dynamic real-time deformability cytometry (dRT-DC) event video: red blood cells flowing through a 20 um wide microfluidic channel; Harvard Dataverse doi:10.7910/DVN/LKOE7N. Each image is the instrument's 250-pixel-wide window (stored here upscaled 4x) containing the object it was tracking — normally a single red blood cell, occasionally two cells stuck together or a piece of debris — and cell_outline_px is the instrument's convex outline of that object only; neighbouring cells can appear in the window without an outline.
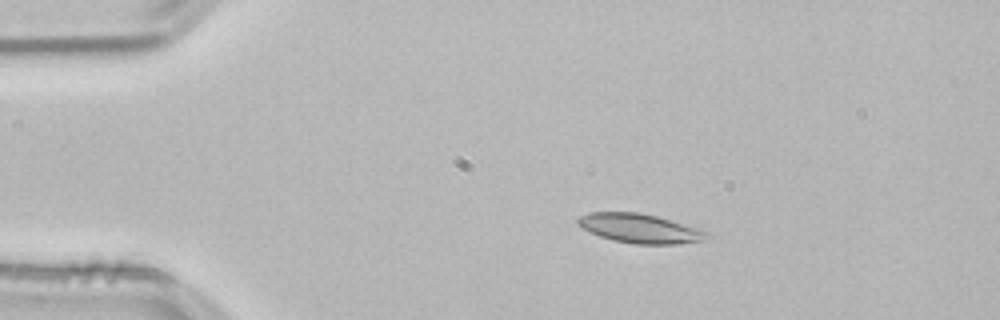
{"species": "common noctule bat (a hibernating species)", "species_latin": "Nyctalus noctula", "temperature_condition": "room temperature", "stored_images_in_passage": 45, "camera_frame_rate_fps": 3000, "um_per_image_px": 0.085, "animal": {"sex": "male", "body_mass_g": 21.5, "forearm_length_mm": 52.0}, "frame": {"image": 1, "passage_image": 1, "time_ms": 0.0, "image_size_px": [1000, 320], "cell_outline_px": [[708, 236], [700, 240], [676, 244], [636, 244], [612, 240], [600, 236], [580, 228], [576, 224], [576, 220], [580, 216], [588, 212], [640, 212], [656, 216], [700, 228], [708, 232]], "centroid_in_image_um": [54.32, 19.4], "position_along_channel_um": 30.7, "area_um2": 21.96}}
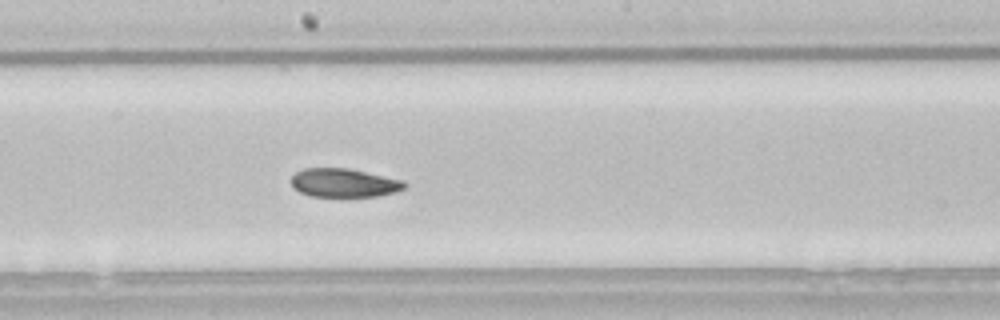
{"frame": {"image": 2, "passage_image": 20, "time_ms": 6.333, "image_size_px": [1000, 320], "cell_outline_px": [[408, 184], [404, 188], [396, 192], [376, 196], [312, 196], [300, 192], [292, 188], [292, 176], [296, 172], [304, 168], [348, 168], [404, 180]], "centroid_in_image_um": [29.25, 15.53], "position_along_channel_um": 218.9, "area_um2": 18.9}}
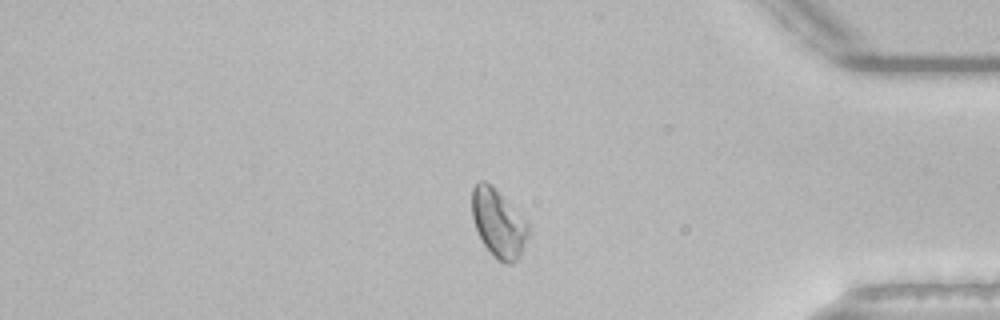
{"frame": {"image": 3, "passage_image": 36, "time_ms": 11.667, "image_size_px": [1000, 320], "cell_outline_px": [[528, 236], [516, 260], [512, 264], [504, 264], [496, 260], [492, 256], [480, 240], [472, 216], [472, 188], [480, 180], [484, 180], [528, 224]], "centroid_in_image_um": [42.31, 19.05], "position_along_channel_um": 392.9, "area_um2": 21.56}, "authors_computed_cell_mechanics": {"area_um2": 20.8658, "velocity_mm_per_s": 3.7821, "shape_relaxation_time_tau1_ms": 9.249, "shape_relaxation_time_tau2_ms": 5.0661, "deformation_change_tau1": 0.1555, "deformation_change_tau2": 0.0827}}